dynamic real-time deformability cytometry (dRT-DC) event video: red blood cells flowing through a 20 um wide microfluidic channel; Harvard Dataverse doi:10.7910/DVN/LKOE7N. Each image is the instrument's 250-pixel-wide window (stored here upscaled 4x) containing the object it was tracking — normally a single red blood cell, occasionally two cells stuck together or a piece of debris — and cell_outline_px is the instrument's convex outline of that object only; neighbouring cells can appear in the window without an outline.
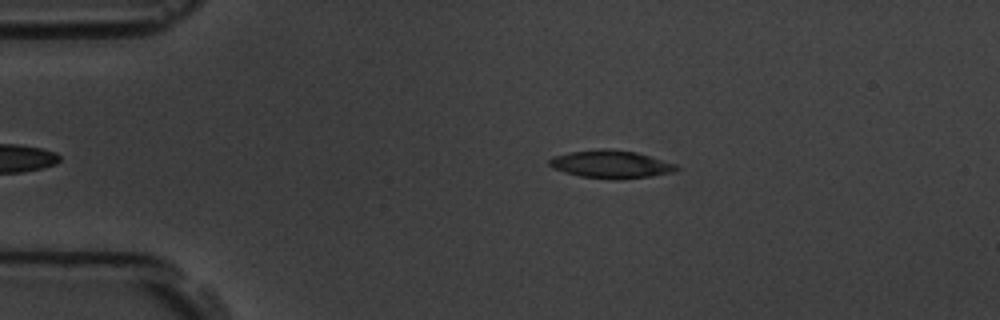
{"species": "common noctule bat (a hibernating species)", "species_latin": "Nyctalus noctula", "temperature_condition": "room temperature", "stored_images_in_passage": 42, "camera_frame_rate_fps": 3000, "um_per_image_px": 0.085, "animal": {"sex": "male", "body_mass_g": 19.5, "forearm_length_mm": 54.6}, "frame": {"image": 1, "passage_image": 3, "time_ms": 0.667, "image_size_px": [1000, 320], "cell_outline_px": [[680, 168], [676, 172], [652, 176], [620, 180], [612, 180], [580, 176], [564, 172], [552, 168], [548, 164], [548, 160], [552, 156], [572, 152], [600, 148], [608, 148], [636, 152], [676, 164]], "centroid_in_image_um": [51.93, 13.97], "position_along_channel_um": 33.1, "area_um2": 20.92}}
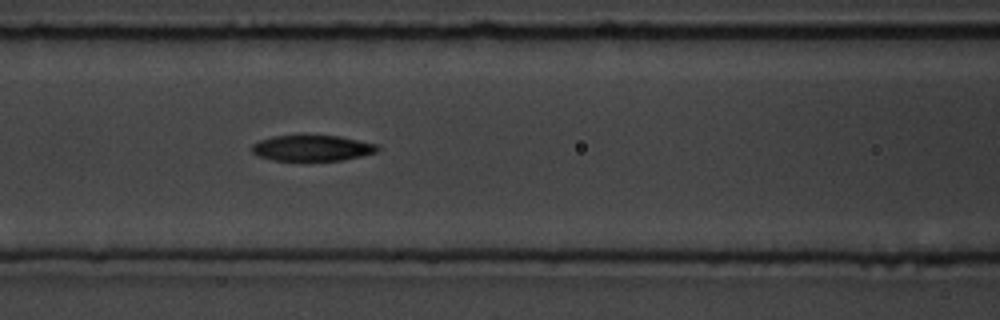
{"frame": {"image": 2, "passage_image": 16, "time_ms": 5.0, "image_size_px": [1000, 320], "cell_outline_px": [[380, 148], [376, 152], [344, 160], [272, 160], [256, 156], [252, 152], [252, 144], [260, 140], [272, 136], [340, 136], [380, 144]], "centroid_in_image_um": [26.55, 12.58], "position_along_channel_um": 140.0, "area_um2": 18.9}}
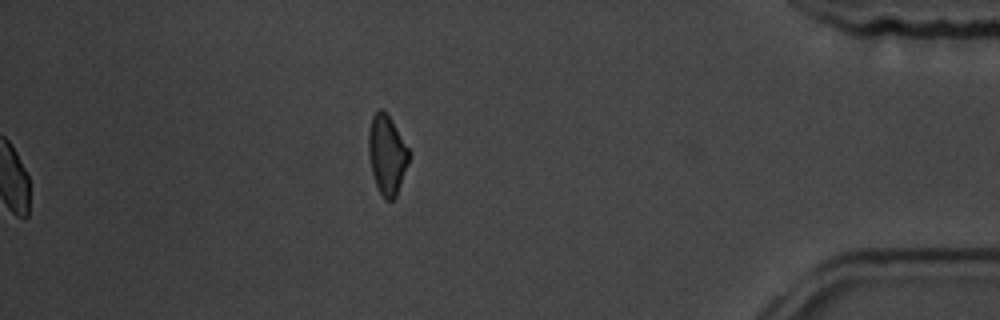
{"frame": {"image": 3, "passage_image": 42, "time_ms": 13.667, "image_size_px": [1000, 320], "cell_outline_px": [[412, 152], [408, 164], [396, 196], [392, 200], [384, 200], [376, 184], [372, 172], [368, 152], [368, 132], [372, 116], [380, 108], [384, 108], [388, 112]], "centroid_in_image_um": [32.91, 13.08], "position_along_channel_um": 402.3, "area_um2": 19.13}, "authors_computed_cell_mechanics": {"area_um2": 19.7676, "velocity_mm_per_s": 3.521, "shape_relaxation_time_tau1_ms": 3.863, "shape_relaxation_time_tau2_ms": null, "deformation_change_tau1": 0.1493, "deformation_change_tau2": null}}